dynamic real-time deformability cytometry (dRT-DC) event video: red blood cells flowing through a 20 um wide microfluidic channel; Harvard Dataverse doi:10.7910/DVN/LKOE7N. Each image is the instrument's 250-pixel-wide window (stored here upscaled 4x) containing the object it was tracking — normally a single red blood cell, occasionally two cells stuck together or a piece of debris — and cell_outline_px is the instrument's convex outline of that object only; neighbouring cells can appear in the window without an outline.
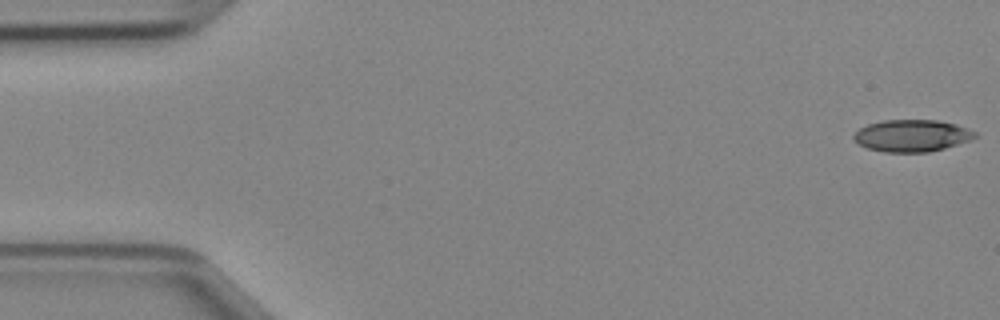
{"species": "Egyptian fruit bat (a non-hibernating species)", "species_latin": "Rousettus aegyptiacus", "temperature_condition": "cold", "stored_images_in_passage": 42, "camera_frame_rate_fps": 3000, "um_per_image_px": 0.085, "animal": {"sex": "female"}, "frame": {"image": 1, "passage_image": 1, "time_ms": 0.0, "image_size_px": [1000, 320], "cell_outline_px": [[976, 136], [968, 140], [944, 148], [928, 152], [884, 152], [868, 148], [852, 140], [852, 136], [860, 128], [868, 124], [884, 120], [936, 120], [956, 124], [968, 128], [976, 132]], "centroid_in_image_um": [77.48, 11.53], "position_along_channel_um": 7.5, "area_um2": 22.43}}
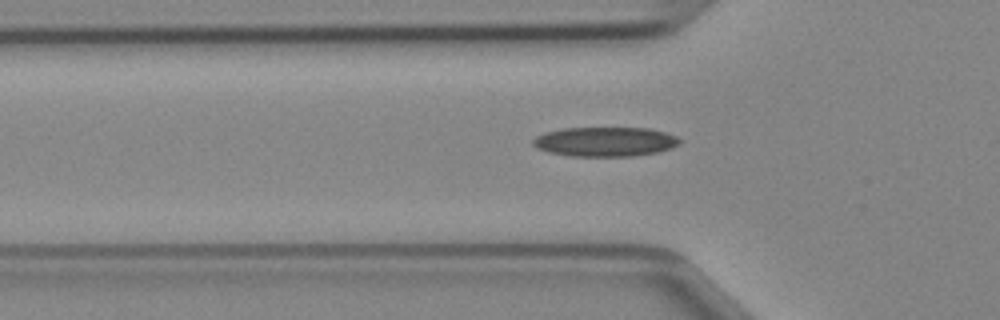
{"frame": {"image": 2, "passage_image": 15, "time_ms": 4.667, "image_size_px": [1000, 320], "cell_outline_px": [[680, 144], [672, 148], [660, 152], [632, 156], [572, 156], [548, 152], [532, 144], [532, 140], [536, 136], [544, 132], [564, 128], [648, 128], [664, 132], [676, 136], [680, 140]], "centroid_in_image_um": [51.45, 12.04], "position_along_channel_um": 74.3, "area_um2": 25.2}}
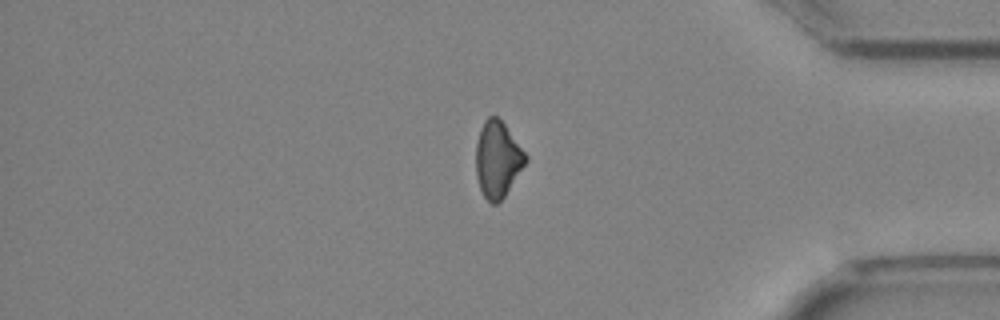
{"frame": {"image": 3, "passage_image": 39, "time_ms": 12.667, "image_size_px": [1000, 320], "cell_outline_px": [[528, 160], [504, 196], [496, 204], [492, 204], [484, 196], [480, 188], [476, 176], [476, 144], [480, 128], [484, 120], [488, 116], [496, 116], [504, 124], [528, 156]], "centroid_in_image_um": [42.28, 13.53], "position_along_channel_um": 392.9, "area_um2": 21.85}}